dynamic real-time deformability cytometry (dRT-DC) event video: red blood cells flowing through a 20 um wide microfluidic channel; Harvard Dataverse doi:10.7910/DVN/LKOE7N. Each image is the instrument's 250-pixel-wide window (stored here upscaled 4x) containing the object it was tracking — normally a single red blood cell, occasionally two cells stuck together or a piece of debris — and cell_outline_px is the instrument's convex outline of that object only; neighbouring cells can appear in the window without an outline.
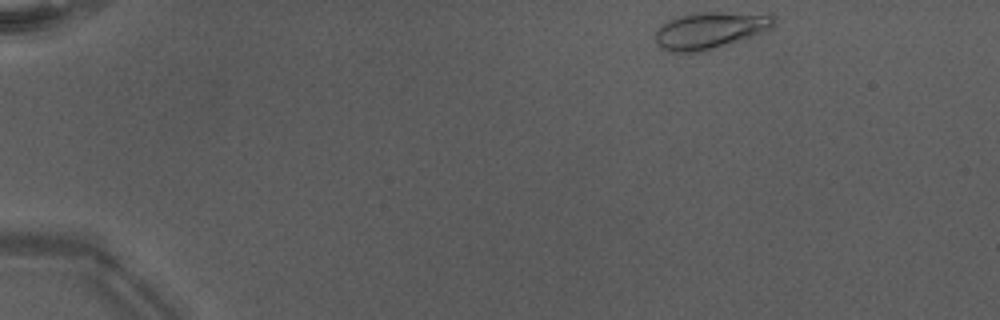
{"species": "Egyptian fruit bat (a non-hibernating species)", "species_latin": "Rousettus aegyptiacus", "temperature_condition": "warm", "stored_images_in_passage": 10, "camera_frame_rate_fps": 3000, "um_per_image_px": 0.085, "animal": {"sex": "male"}, "frame": {"image": 1, "passage_image": 1, "time_ms": 0.0, "image_size_px": [1000, 320], "cell_outline_px": [[776, 24], [768, 32], [696, 52], [668, 52], [656, 44], [656, 32], [668, 20], [680, 16], [700, 12], [720, 12], [776, 16]], "centroid_in_image_um": [60.38, 2.58], "position_along_channel_um": 24.6, "area_um2": 24.91}}